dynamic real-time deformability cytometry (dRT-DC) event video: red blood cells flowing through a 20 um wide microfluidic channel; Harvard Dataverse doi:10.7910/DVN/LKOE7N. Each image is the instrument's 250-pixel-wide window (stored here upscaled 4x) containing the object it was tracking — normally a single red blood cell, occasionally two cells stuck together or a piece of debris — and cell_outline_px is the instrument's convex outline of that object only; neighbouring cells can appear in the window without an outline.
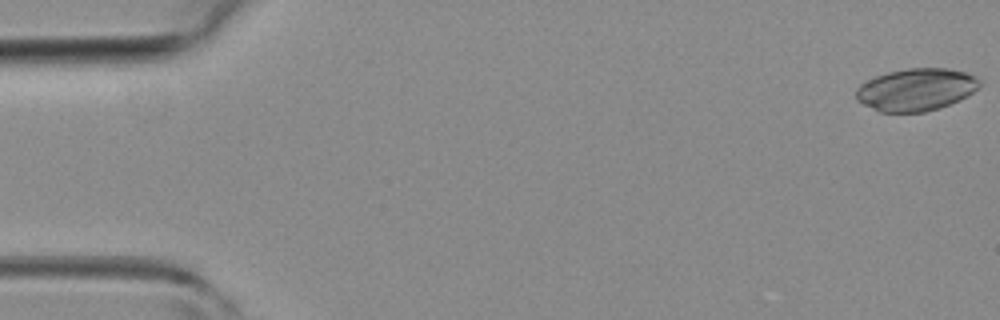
{"species": "common noctule bat (a hibernating species)", "species_latin": "Nyctalus noctula", "temperature_condition": "room temperature", "stored_images_in_passage": 10, "camera_frame_rate_fps": 3000, "um_per_image_px": 0.085, "animal": {"sex": "female", "body_mass_g": 19.3, "forearm_length_mm": 54.1}, "frame": {"image": 1, "passage_image": 1, "time_ms": 0.0, "image_size_px": [1000, 320], "cell_outline_px": [[980, 84], [972, 92], [960, 100], [940, 108], [924, 112], [880, 112], [856, 100], [856, 88], [860, 84], [876, 76], [888, 72], [908, 68], [948, 68], [964, 72], [976, 76], [980, 80]], "centroid_in_image_um": [77.86, 7.61], "position_along_channel_um": 7.1, "area_um2": 30.46}}